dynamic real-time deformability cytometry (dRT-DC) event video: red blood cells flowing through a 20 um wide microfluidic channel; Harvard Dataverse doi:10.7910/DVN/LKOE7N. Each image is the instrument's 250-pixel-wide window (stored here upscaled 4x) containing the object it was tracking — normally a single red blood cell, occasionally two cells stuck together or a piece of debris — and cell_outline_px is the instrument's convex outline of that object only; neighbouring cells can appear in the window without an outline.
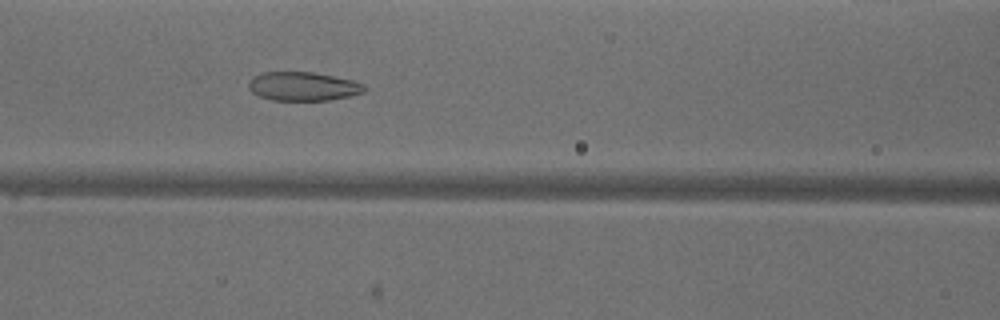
{"species": "common noctule bat (a hibernating species)", "species_latin": "Nyctalus noctula", "temperature_condition": "warm", "stored_images_in_passage": 49, "camera_frame_rate_fps": 3000, "um_per_image_px": 0.085, "animal": {"sex": "male", "body_mass_g": 18.8}, "frame": {"image": 1, "passage_image": 20, "time_ms": 6.333, "image_size_px": [1000, 320], "cell_outline_px": [[368, 88], [364, 92], [332, 100], [272, 100], [260, 96], [252, 92], [248, 88], [248, 80], [252, 76], [264, 72], [316, 72], [352, 80], [364, 84]], "centroid_in_image_um": [25.76, 7.33], "position_along_channel_um": 140.8, "area_um2": 19.59}}
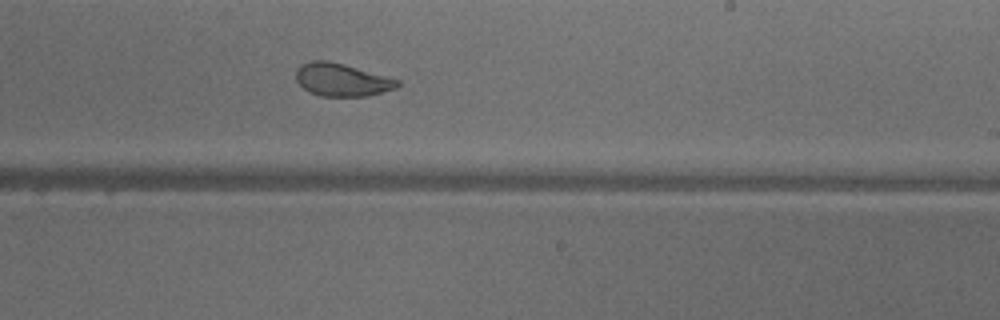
{"frame": {"image": 2, "passage_image": 29, "time_ms": 9.333, "image_size_px": [1000, 320], "cell_outline_px": [[400, 84], [396, 88], [368, 96], [320, 96], [308, 92], [296, 80], [296, 68], [300, 64], [312, 60], [328, 60], [344, 64], [400, 80]], "centroid_in_image_um": [29.03, 6.78], "position_along_channel_um": 260.0, "area_um2": 19.48}}
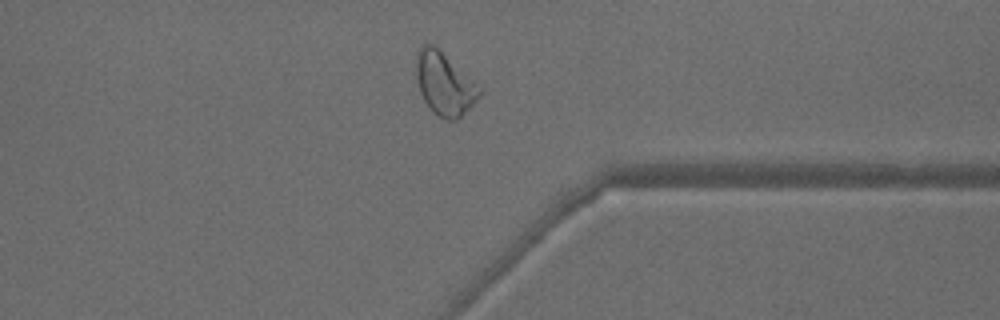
{"frame": {"image": 3, "passage_image": 38, "time_ms": 12.333, "image_size_px": [1000, 320], "cell_outline_px": [[480, 96], [456, 120], [448, 120], [432, 112], [424, 100], [420, 92], [416, 76], [416, 52], [424, 44], [432, 44], [476, 84], [480, 88]], "centroid_in_image_um": [37.72, 7.14], "position_along_channel_um": 373.7, "area_um2": 22.25}, "authors_computed_cell_mechanics": {"area_um2": 23.2356, "velocity_mm_per_s": 3.9778, "shape_relaxation_time_tau1_ms": 7.4373, "shape_relaxation_time_tau2_ms": 1.2993, "deformation_change_tau1": 0.1996, "deformation_change_tau2": 0.0719}}